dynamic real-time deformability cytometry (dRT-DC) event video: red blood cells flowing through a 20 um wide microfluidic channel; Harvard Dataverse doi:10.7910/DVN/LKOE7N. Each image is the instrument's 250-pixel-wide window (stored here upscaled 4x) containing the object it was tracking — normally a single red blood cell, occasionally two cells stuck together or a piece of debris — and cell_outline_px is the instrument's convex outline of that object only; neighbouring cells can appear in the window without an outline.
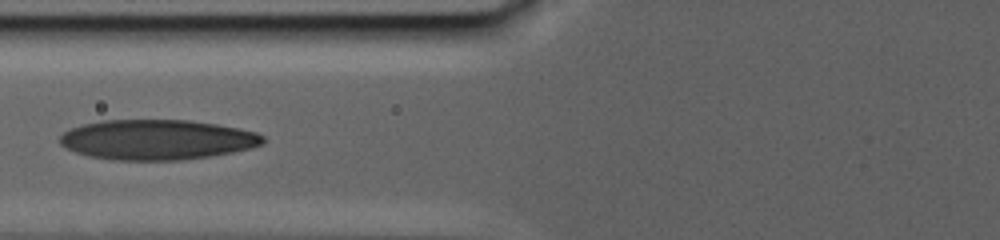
{"species": "human", "species_latin": "Homo sapiens", "temperature_condition": "warm", "stored_images_in_passage": 27, "camera_frame_rate_fps": 3000, "um_per_image_px": 0.085, "donor": {"sex": "male"}, "frame": {"image": 1, "passage_image": 7, "time_ms": 3.667, "image_size_px": [1000, 240], "cell_outline_px": [[264, 144], [252, 148], [232, 152], [208, 156], [180, 160], [112, 160], [88, 156], [76, 152], [60, 144], [60, 136], [64, 132], [72, 128], [84, 124], [104, 120], [188, 120], [216, 124], [240, 128], [256, 132], [264, 136]], "centroid_in_image_um": [13.37, 11.87], "position_along_channel_um": 112.4, "area_um2": 47.4}}
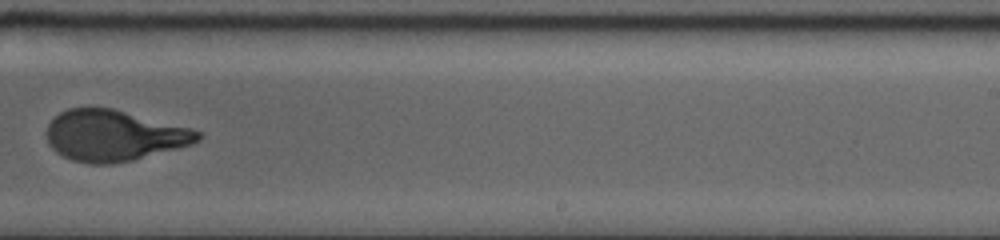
{"frame": {"image": 2, "passage_image": 15, "time_ms": 11.0, "image_size_px": [1000, 240], "cell_outline_px": [[204, 136], [200, 140], [192, 144], [132, 160], [116, 164], [88, 164], [72, 160], [56, 152], [48, 144], [48, 124], [60, 112], [68, 108], [112, 108], [192, 128], [200, 132]], "centroid_in_image_um": [9.7, 11.53], "position_along_channel_um": 279.3, "area_um2": 44.8}}
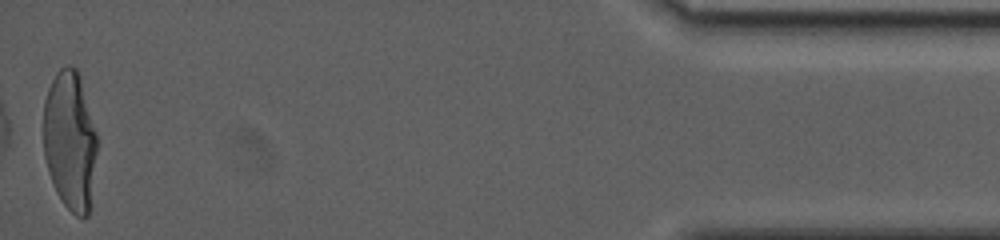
{"frame": {"image": 3, "passage_image": 27, "time_ms": 20.667, "image_size_px": [1000, 240], "cell_outline_px": [[96, 152], [88, 216], [84, 220], [76, 216], [64, 204], [56, 192], [48, 172], [44, 156], [44, 100], [48, 88], [56, 72], [60, 68], [68, 64], [76, 68], [80, 76], [96, 132]], "centroid_in_image_um": [5.93, 11.94], "position_along_channel_um": 429.3, "area_um2": 43.35}, "authors_computed_cell_mechanics": {"area_um2": 45.4308, "velocity_mm_per_s": 2.2783, "shape_relaxation_time_tau1_ms": null, "shape_relaxation_time_tau2_ms": 1.3872, "deformation_change_tau1": null, "deformation_change_tau2": 0.0842}}